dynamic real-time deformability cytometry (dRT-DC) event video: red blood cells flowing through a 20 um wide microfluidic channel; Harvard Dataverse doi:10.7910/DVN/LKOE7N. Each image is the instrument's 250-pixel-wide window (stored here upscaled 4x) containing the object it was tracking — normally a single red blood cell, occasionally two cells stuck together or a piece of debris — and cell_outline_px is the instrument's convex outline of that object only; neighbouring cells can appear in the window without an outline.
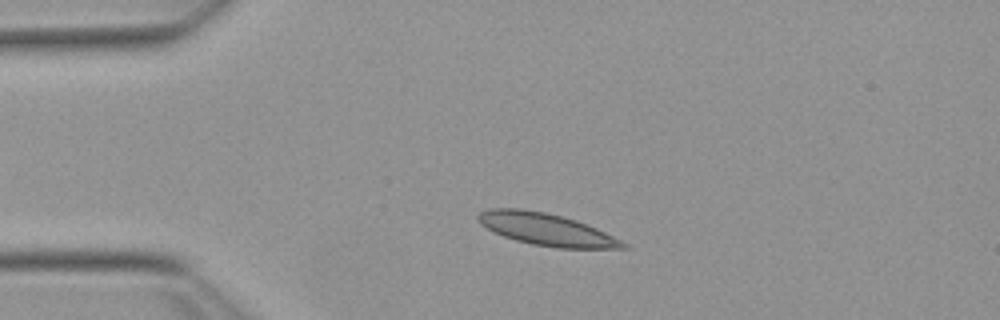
{"species": "Egyptian fruit bat (a non-hibernating species)", "species_latin": "Rousettus aegyptiacus", "temperature_condition": "warm", "stored_images_in_passage": 48, "camera_frame_rate_fps": 3000, "um_per_image_px": 0.085, "animal": {"sex": "female"}, "frame": {"image": 1, "passage_image": 7, "time_ms": 2.0, "image_size_px": [1000, 320], "cell_outline_px": [[628, 248], [556, 248], [532, 244], [516, 240], [504, 236], [480, 224], [476, 216], [480, 212], [488, 208], [520, 208], [544, 212], [576, 220], [596, 228], [628, 244]], "centroid_in_image_um": [46.41, 19.49], "position_along_channel_um": 38.6, "area_um2": 26.82}}
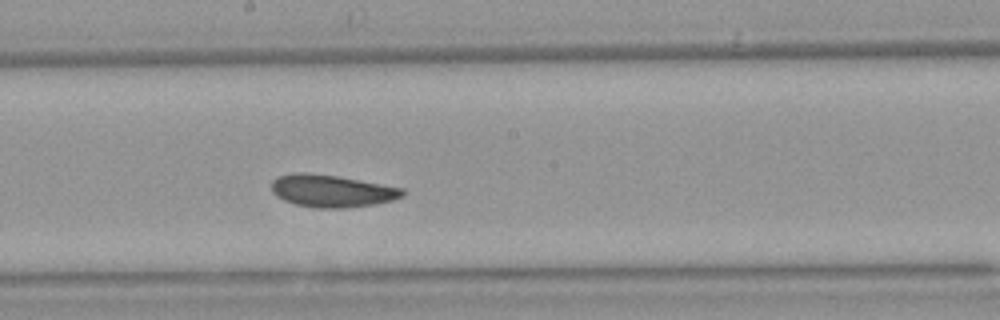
{"frame": {"image": 2, "passage_image": 24, "time_ms": 7.667, "image_size_px": [1000, 320], "cell_outline_px": [[404, 196], [392, 200], [376, 204], [348, 208], [316, 208], [296, 204], [284, 200], [276, 196], [272, 192], [272, 180], [276, 176], [292, 172], [308, 172], [336, 176], [404, 188]], "centroid_in_image_um": [28.17, 16.22], "position_along_channel_um": 220.0, "area_um2": 24.85}}
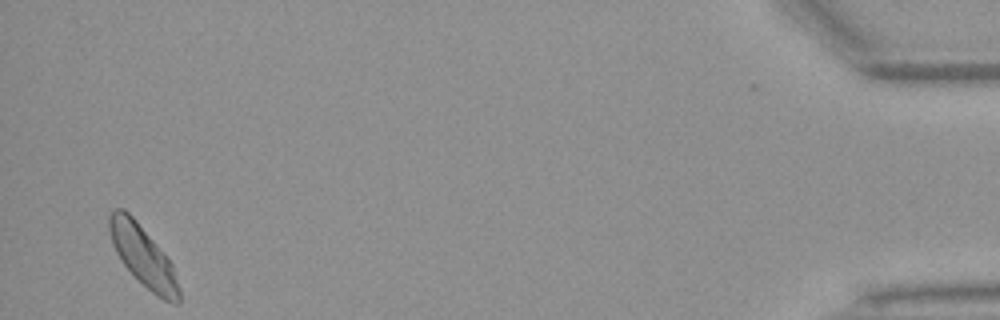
{"frame": {"image": 3, "passage_image": 47, "time_ms": 15.333, "image_size_px": [1000, 320], "cell_outline_px": [[180, 300], [176, 304], [164, 300], [156, 296], [120, 260], [112, 244], [108, 228], [108, 216], [116, 208], [124, 208], [132, 216], [172, 264], [180, 288]], "centroid_in_image_um": [12.14, 21.76], "position_along_channel_um": 423.1, "area_um2": 23.99}, "authors_computed_cell_mechanics": {"area_um2": 24.1315, "velocity_mm_per_s": 3.768, "shape_relaxation_time_tau1_ms": 6.7221, "shape_relaxation_time_tau2_ms": 5.6117, "deformation_change_tau1": 0.1259, "deformation_change_tau2": 0.0869}}